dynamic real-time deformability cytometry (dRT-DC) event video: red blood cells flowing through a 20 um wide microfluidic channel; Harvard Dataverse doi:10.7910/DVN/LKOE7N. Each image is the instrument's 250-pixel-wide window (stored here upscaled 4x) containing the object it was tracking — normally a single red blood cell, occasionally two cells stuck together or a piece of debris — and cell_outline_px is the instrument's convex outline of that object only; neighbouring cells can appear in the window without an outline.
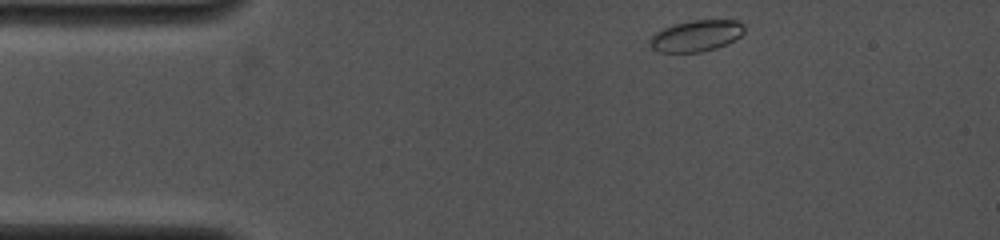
{"species": "common noctule bat (a hibernating species)", "species_latin": "Nyctalus noctula", "temperature_condition": "cold", "stored_images_in_passage": 73, "camera_frame_rate_fps": 4000, "um_per_image_px": 0.085, "animal": {"sex": "female", "body_mass_g": 19.0, "forearm_length_mm": 53.3}, "frame": {"image": 1, "passage_image": 1, "time_ms": 0.0, "image_size_px": [1000, 240], "cell_outline_px": [[744, 32], [740, 36], [728, 44], [716, 48], [700, 52], [656, 52], [652, 48], [648, 40], [656, 32], [664, 28], [676, 24], [692, 20], [740, 20], [744, 24]], "centroid_in_image_um": [59.2, 3.05], "position_along_channel_um": 25.8, "area_um2": 17.28}}
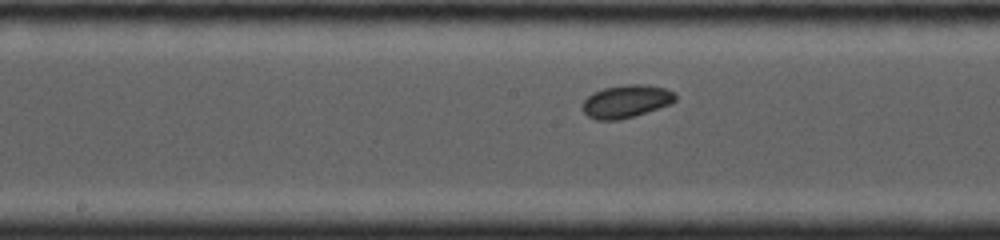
{"frame": {"image": 2, "passage_image": 45, "time_ms": 5.5, "image_size_px": [1000, 240], "cell_outline_px": [[676, 100], [672, 104], [620, 120], [596, 120], [588, 116], [584, 112], [584, 100], [592, 92], [604, 88], [628, 84], [648, 84], [664, 88], [676, 92]], "centroid_in_image_um": [53.26, 8.6], "position_along_channel_um": 194.9, "area_um2": 17.8}}
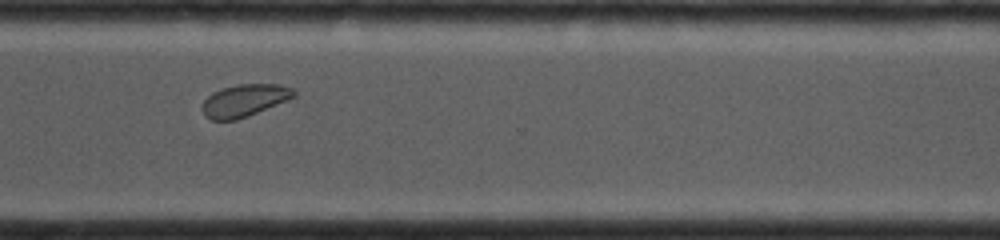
{"frame": {"image": 3, "passage_image": 72, "time_ms": 9.25, "image_size_px": [1000, 240], "cell_outline_px": [[296, 96], [236, 120], [212, 120], [204, 116], [200, 108], [204, 100], [212, 92], [236, 84], [280, 84], [292, 88], [296, 92]], "centroid_in_image_um": [20.73, 8.53], "position_along_channel_um": 349.9, "area_um2": 17.11}}